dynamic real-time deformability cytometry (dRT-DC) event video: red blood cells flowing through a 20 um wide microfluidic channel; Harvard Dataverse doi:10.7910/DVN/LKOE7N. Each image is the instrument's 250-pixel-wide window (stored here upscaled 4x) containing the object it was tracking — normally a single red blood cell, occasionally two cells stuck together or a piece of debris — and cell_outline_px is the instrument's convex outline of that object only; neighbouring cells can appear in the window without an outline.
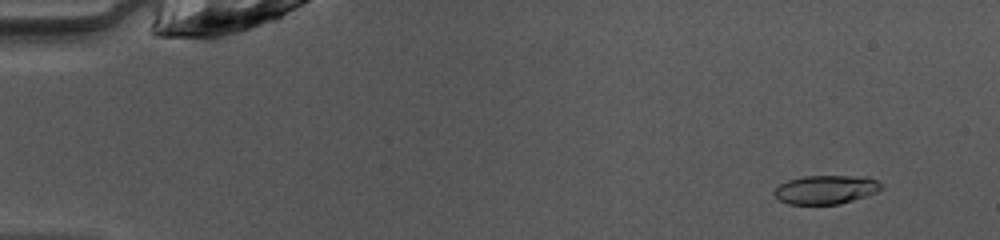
{"species": "common noctule bat (a hibernating species)", "species_latin": "Nyctalus noctula", "temperature_condition": "warm", "stored_images_in_passage": 49, "camera_frame_rate_fps": 3000, "um_per_image_px": 0.085, "animal": {"sex": "female", "body_mass_g": 10.0, "forearm_length_mm": 53.1}, "frame": {"image": 1, "passage_image": 4, "time_ms": 1.0, "image_size_px": [1000, 240], "cell_outline_px": [[884, 188], [876, 192], [840, 204], [788, 204], [780, 200], [772, 192], [780, 184], [788, 180], [804, 176], [868, 176], [884, 184]], "centroid_in_image_um": [70.23, 16.1], "position_along_channel_um": 14.8, "area_um2": 17.98}}
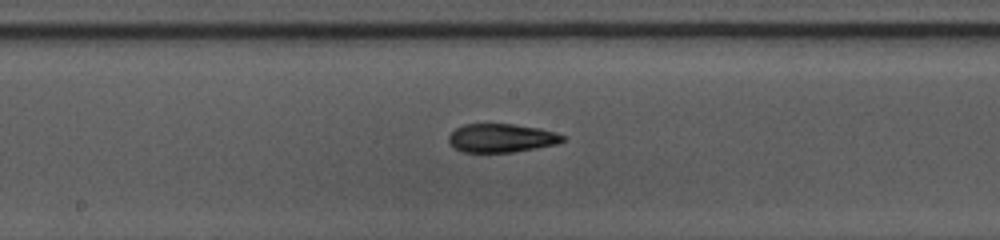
{"frame": {"image": 2, "passage_image": 26, "time_ms": 8.333, "image_size_px": [1000, 240], "cell_outline_px": [[568, 136], [564, 140], [556, 144], [536, 148], [512, 152], [464, 152], [452, 148], [448, 144], [448, 136], [456, 128], [464, 124], [512, 124], [540, 128], [556, 132]], "centroid_in_image_um": [42.61, 11.73], "position_along_channel_um": 205.6, "area_um2": 19.19}}
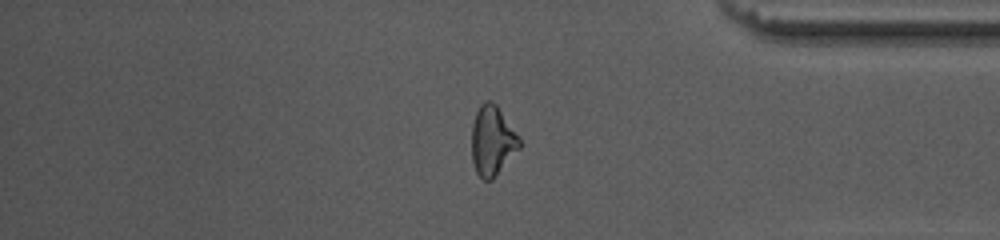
{"frame": {"image": 3, "passage_image": 41, "time_ms": 13.333, "image_size_px": [1000, 240], "cell_outline_px": [[520, 148], [492, 180], [484, 180], [476, 172], [472, 160], [472, 124], [476, 112], [480, 104], [484, 100], [492, 100], [496, 104], [520, 140]], "centroid_in_image_um": [41.82, 11.96], "position_along_channel_um": 393.4, "area_um2": 19.19}, "authors_computed_cell_mechanics": {"area_um2": 19.0162, "velocity_mm_per_s": 4.0963, "shape_relaxation_time_tau1_ms": null, "shape_relaxation_time_tau2_ms": 3.1123, "deformation_change_tau1": null, "deformation_change_tau2": 0.1181}}